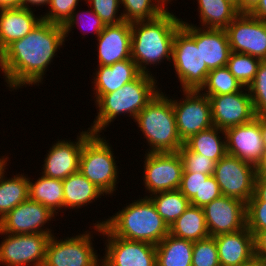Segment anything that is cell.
Here are the masks:
<instances>
[{
	"label": "cell",
	"mask_w": 266,
	"mask_h": 266,
	"mask_svg": "<svg viewBox=\"0 0 266 266\" xmlns=\"http://www.w3.org/2000/svg\"><path fill=\"white\" fill-rule=\"evenodd\" d=\"M21 7V0H0V9Z\"/></svg>",
	"instance_id": "49"
},
{
	"label": "cell",
	"mask_w": 266,
	"mask_h": 266,
	"mask_svg": "<svg viewBox=\"0 0 266 266\" xmlns=\"http://www.w3.org/2000/svg\"><path fill=\"white\" fill-rule=\"evenodd\" d=\"M185 100H172L178 135L184 143L191 136L213 127L208 96L199 90L183 91ZM203 94V95H202Z\"/></svg>",
	"instance_id": "9"
},
{
	"label": "cell",
	"mask_w": 266,
	"mask_h": 266,
	"mask_svg": "<svg viewBox=\"0 0 266 266\" xmlns=\"http://www.w3.org/2000/svg\"><path fill=\"white\" fill-rule=\"evenodd\" d=\"M64 40L63 26L41 20L28 35L8 45L0 53V68L8 86L14 90L39 85Z\"/></svg>",
	"instance_id": "1"
},
{
	"label": "cell",
	"mask_w": 266,
	"mask_h": 266,
	"mask_svg": "<svg viewBox=\"0 0 266 266\" xmlns=\"http://www.w3.org/2000/svg\"><path fill=\"white\" fill-rule=\"evenodd\" d=\"M86 14L88 13L90 19L88 18L90 21L88 22H91V24H88L90 29L93 30L95 32V34L97 35V37L100 35V33L103 31V29L105 28V24L104 22L101 20V18L91 9L90 11H87L85 12ZM85 14V15H86ZM84 15V14H83ZM82 15V16H83ZM81 14H78V13H72V16L71 18L66 22V24L63 26L64 27V33H65V38L68 37V33H70L71 29L73 28V26L75 24H78L79 23V18ZM92 16V17H91ZM82 19V18H81ZM86 21V20H85ZM81 22V21H80ZM87 22V23H88ZM83 23V22H82ZM81 27V26H80ZM88 27V28H89ZM83 28V27H82ZM87 31V30H86Z\"/></svg>",
	"instance_id": "43"
},
{
	"label": "cell",
	"mask_w": 266,
	"mask_h": 266,
	"mask_svg": "<svg viewBox=\"0 0 266 266\" xmlns=\"http://www.w3.org/2000/svg\"><path fill=\"white\" fill-rule=\"evenodd\" d=\"M157 81L150 73H141L135 80L118 90L101 95L95 102L99 112L88 128L100 134L119 114H130L135 120L138 113L157 95ZM157 89V90H156ZM101 131V132H100Z\"/></svg>",
	"instance_id": "4"
},
{
	"label": "cell",
	"mask_w": 266,
	"mask_h": 266,
	"mask_svg": "<svg viewBox=\"0 0 266 266\" xmlns=\"http://www.w3.org/2000/svg\"><path fill=\"white\" fill-rule=\"evenodd\" d=\"M214 238L220 266H240L255 257L253 234L247 227L236 232L219 234Z\"/></svg>",
	"instance_id": "21"
},
{
	"label": "cell",
	"mask_w": 266,
	"mask_h": 266,
	"mask_svg": "<svg viewBox=\"0 0 266 266\" xmlns=\"http://www.w3.org/2000/svg\"><path fill=\"white\" fill-rule=\"evenodd\" d=\"M181 24L182 20L168 10L155 19L131 23V58L142 73L149 72L146 64H158L164 58L171 60L175 34Z\"/></svg>",
	"instance_id": "2"
},
{
	"label": "cell",
	"mask_w": 266,
	"mask_h": 266,
	"mask_svg": "<svg viewBox=\"0 0 266 266\" xmlns=\"http://www.w3.org/2000/svg\"><path fill=\"white\" fill-rule=\"evenodd\" d=\"M0 244V264L6 266H43L46 246L52 234H10ZM8 234V235H7Z\"/></svg>",
	"instance_id": "12"
},
{
	"label": "cell",
	"mask_w": 266,
	"mask_h": 266,
	"mask_svg": "<svg viewBox=\"0 0 266 266\" xmlns=\"http://www.w3.org/2000/svg\"><path fill=\"white\" fill-rule=\"evenodd\" d=\"M172 61L183 91L200 90L210 72L202 61L200 27L182 20L173 42Z\"/></svg>",
	"instance_id": "6"
},
{
	"label": "cell",
	"mask_w": 266,
	"mask_h": 266,
	"mask_svg": "<svg viewBox=\"0 0 266 266\" xmlns=\"http://www.w3.org/2000/svg\"><path fill=\"white\" fill-rule=\"evenodd\" d=\"M141 73L132 58L116 62L109 66H98L93 79L96 100L101 95L114 92L126 83L135 80Z\"/></svg>",
	"instance_id": "23"
},
{
	"label": "cell",
	"mask_w": 266,
	"mask_h": 266,
	"mask_svg": "<svg viewBox=\"0 0 266 266\" xmlns=\"http://www.w3.org/2000/svg\"><path fill=\"white\" fill-rule=\"evenodd\" d=\"M28 183L30 200L50 208L55 214L56 210L64 208L62 180L42 175L35 183L28 178Z\"/></svg>",
	"instance_id": "29"
},
{
	"label": "cell",
	"mask_w": 266,
	"mask_h": 266,
	"mask_svg": "<svg viewBox=\"0 0 266 266\" xmlns=\"http://www.w3.org/2000/svg\"><path fill=\"white\" fill-rule=\"evenodd\" d=\"M97 225H103L114 236L154 245L169 234L168 225L147 196Z\"/></svg>",
	"instance_id": "3"
},
{
	"label": "cell",
	"mask_w": 266,
	"mask_h": 266,
	"mask_svg": "<svg viewBox=\"0 0 266 266\" xmlns=\"http://www.w3.org/2000/svg\"><path fill=\"white\" fill-rule=\"evenodd\" d=\"M92 134L89 130L82 131L77 142L59 140L53 144L44 160L42 174L49 178L64 180L79 171V159L83 142Z\"/></svg>",
	"instance_id": "19"
},
{
	"label": "cell",
	"mask_w": 266,
	"mask_h": 266,
	"mask_svg": "<svg viewBox=\"0 0 266 266\" xmlns=\"http://www.w3.org/2000/svg\"><path fill=\"white\" fill-rule=\"evenodd\" d=\"M144 161V185L155 194L180 188L183 163L178 152L147 153Z\"/></svg>",
	"instance_id": "14"
},
{
	"label": "cell",
	"mask_w": 266,
	"mask_h": 266,
	"mask_svg": "<svg viewBox=\"0 0 266 266\" xmlns=\"http://www.w3.org/2000/svg\"><path fill=\"white\" fill-rule=\"evenodd\" d=\"M245 87L231 74L227 66L219 67L207 75L205 84L199 91H203L206 96H217L242 91Z\"/></svg>",
	"instance_id": "34"
},
{
	"label": "cell",
	"mask_w": 266,
	"mask_h": 266,
	"mask_svg": "<svg viewBox=\"0 0 266 266\" xmlns=\"http://www.w3.org/2000/svg\"><path fill=\"white\" fill-rule=\"evenodd\" d=\"M247 228L254 234L266 229V205L253 195L246 204Z\"/></svg>",
	"instance_id": "42"
},
{
	"label": "cell",
	"mask_w": 266,
	"mask_h": 266,
	"mask_svg": "<svg viewBox=\"0 0 266 266\" xmlns=\"http://www.w3.org/2000/svg\"><path fill=\"white\" fill-rule=\"evenodd\" d=\"M210 175L203 173L183 172L180 192L190 201V205L201 208V187L202 178H208Z\"/></svg>",
	"instance_id": "39"
},
{
	"label": "cell",
	"mask_w": 266,
	"mask_h": 266,
	"mask_svg": "<svg viewBox=\"0 0 266 266\" xmlns=\"http://www.w3.org/2000/svg\"><path fill=\"white\" fill-rule=\"evenodd\" d=\"M78 2L79 0H50L51 11L42 16V20L64 26L75 12Z\"/></svg>",
	"instance_id": "40"
},
{
	"label": "cell",
	"mask_w": 266,
	"mask_h": 266,
	"mask_svg": "<svg viewBox=\"0 0 266 266\" xmlns=\"http://www.w3.org/2000/svg\"><path fill=\"white\" fill-rule=\"evenodd\" d=\"M208 98L213 125L222 130L249 123L256 117L250 94L244 90Z\"/></svg>",
	"instance_id": "16"
},
{
	"label": "cell",
	"mask_w": 266,
	"mask_h": 266,
	"mask_svg": "<svg viewBox=\"0 0 266 266\" xmlns=\"http://www.w3.org/2000/svg\"><path fill=\"white\" fill-rule=\"evenodd\" d=\"M64 208H81L99 198L104 193L79 171L62 180Z\"/></svg>",
	"instance_id": "26"
},
{
	"label": "cell",
	"mask_w": 266,
	"mask_h": 266,
	"mask_svg": "<svg viewBox=\"0 0 266 266\" xmlns=\"http://www.w3.org/2000/svg\"><path fill=\"white\" fill-rule=\"evenodd\" d=\"M210 236L232 233L247 227L246 203L220 196L202 208Z\"/></svg>",
	"instance_id": "15"
},
{
	"label": "cell",
	"mask_w": 266,
	"mask_h": 266,
	"mask_svg": "<svg viewBox=\"0 0 266 266\" xmlns=\"http://www.w3.org/2000/svg\"><path fill=\"white\" fill-rule=\"evenodd\" d=\"M227 154L257 166L266 155L264 148L260 116L251 122L225 130Z\"/></svg>",
	"instance_id": "18"
},
{
	"label": "cell",
	"mask_w": 266,
	"mask_h": 266,
	"mask_svg": "<svg viewBox=\"0 0 266 266\" xmlns=\"http://www.w3.org/2000/svg\"><path fill=\"white\" fill-rule=\"evenodd\" d=\"M230 53L226 30L201 28L202 61L209 70L227 66Z\"/></svg>",
	"instance_id": "24"
},
{
	"label": "cell",
	"mask_w": 266,
	"mask_h": 266,
	"mask_svg": "<svg viewBox=\"0 0 266 266\" xmlns=\"http://www.w3.org/2000/svg\"><path fill=\"white\" fill-rule=\"evenodd\" d=\"M150 195L152 197L149 196V199L152 201L158 214L163 218L168 227H171L175 220L190 206V201L179 189Z\"/></svg>",
	"instance_id": "32"
},
{
	"label": "cell",
	"mask_w": 266,
	"mask_h": 266,
	"mask_svg": "<svg viewBox=\"0 0 266 266\" xmlns=\"http://www.w3.org/2000/svg\"><path fill=\"white\" fill-rule=\"evenodd\" d=\"M41 20L31 9H0V53L13 41L28 35Z\"/></svg>",
	"instance_id": "22"
},
{
	"label": "cell",
	"mask_w": 266,
	"mask_h": 266,
	"mask_svg": "<svg viewBox=\"0 0 266 266\" xmlns=\"http://www.w3.org/2000/svg\"><path fill=\"white\" fill-rule=\"evenodd\" d=\"M55 215L50 208L28 199L0 220V231L10 234H52L50 229L41 227Z\"/></svg>",
	"instance_id": "17"
},
{
	"label": "cell",
	"mask_w": 266,
	"mask_h": 266,
	"mask_svg": "<svg viewBox=\"0 0 266 266\" xmlns=\"http://www.w3.org/2000/svg\"><path fill=\"white\" fill-rule=\"evenodd\" d=\"M202 26L207 29H226L240 14L237 6L229 0H198Z\"/></svg>",
	"instance_id": "27"
},
{
	"label": "cell",
	"mask_w": 266,
	"mask_h": 266,
	"mask_svg": "<svg viewBox=\"0 0 266 266\" xmlns=\"http://www.w3.org/2000/svg\"><path fill=\"white\" fill-rule=\"evenodd\" d=\"M253 17L266 21V0H260L258 4L249 12Z\"/></svg>",
	"instance_id": "47"
},
{
	"label": "cell",
	"mask_w": 266,
	"mask_h": 266,
	"mask_svg": "<svg viewBox=\"0 0 266 266\" xmlns=\"http://www.w3.org/2000/svg\"><path fill=\"white\" fill-rule=\"evenodd\" d=\"M91 9L101 18L105 25H117L124 22L123 16H116L120 0H85Z\"/></svg>",
	"instance_id": "41"
},
{
	"label": "cell",
	"mask_w": 266,
	"mask_h": 266,
	"mask_svg": "<svg viewBox=\"0 0 266 266\" xmlns=\"http://www.w3.org/2000/svg\"><path fill=\"white\" fill-rule=\"evenodd\" d=\"M94 227L108 238L100 266H157L156 245L114 236L103 225Z\"/></svg>",
	"instance_id": "10"
},
{
	"label": "cell",
	"mask_w": 266,
	"mask_h": 266,
	"mask_svg": "<svg viewBox=\"0 0 266 266\" xmlns=\"http://www.w3.org/2000/svg\"><path fill=\"white\" fill-rule=\"evenodd\" d=\"M225 30L231 52L266 60V21L240 13Z\"/></svg>",
	"instance_id": "13"
},
{
	"label": "cell",
	"mask_w": 266,
	"mask_h": 266,
	"mask_svg": "<svg viewBox=\"0 0 266 266\" xmlns=\"http://www.w3.org/2000/svg\"><path fill=\"white\" fill-rule=\"evenodd\" d=\"M169 234L192 242L209 237L203 209L190 205L169 227Z\"/></svg>",
	"instance_id": "28"
},
{
	"label": "cell",
	"mask_w": 266,
	"mask_h": 266,
	"mask_svg": "<svg viewBox=\"0 0 266 266\" xmlns=\"http://www.w3.org/2000/svg\"><path fill=\"white\" fill-rule=\"evenodd\" d=\"M253 244L255 257L266 261V229L253 234Z\"/></svg>",
	"instance_id": "45"
},
{
	"label": "cell",
	"mask_w": 266,
	"mask_h": 266,
	"mask_svg": "<svg viewBox=\"0 0 266 266\" xmlns=\"http://www.w3.org/2000/svg\"><path fill=\"white\" fill-rule=\"evenodd\" d=\"M260 62V59L251 55L231 52L227 67L244 87H248L256 76Z\"/></svg>",
	"instance_id": "35"
},
{
	"label": "cell",
	"mask_w": 266,
	"mask_h": 266,
	"mask_svg": "<svg viewBox=\"0 0 266 266\" xmlns=\"http://www.w3.org/2000/svg\"><path fill=\"white\" fill-rule=\"evenodd\" d=\"M5 169L4 167L0 171V220L17 205L29 199L28 177L17 174L18 176L5 179Z\"/></svg>",
	"instance_id": "31"
},
{
	"label": "cell",
	"mask_w": 266,
	"mask_h": 266,
	"mask_svg": "<svg viewBox=\"0 0 266 266\" xmlns=\"http://www.w3.org/2000/svg\"><path fill=\"white\" fill-rule=\"evenodd\" d=\"M100 136L92 133L83 142L79 172L106 195L115 191L118 168L109 143Z\"/></svg>",
	"instance_id": "7"
},
{
	"label": "cell",
	"mask_w": 266,
	"mask_h": 266,
	"mask_svg": "<svg viewBox=\"0 0 266 266\" xmlns=\"http://www.w3.org/2000/svg\"><path fill=\"white\" fill-rule=\"evenodd\" d=\"M169 1L171 0H120V4L125 8V13L123 10L121 15L128 23L152 20L167 10L165 4Z\"/></svg>",
	"instance_id": "33"
},
{
	"label": "cell",
	"mask_w": 266,
	"mask_h": 266,
	"mask_svg": "<svg viewBox=\"0 0 266 266\" xmlns=\"http://www.w3.org/2000/svg\"><path fill=\"white\" fill-rule=\"evenodd\" d=\"M192 266H220L218 248L214 236L194 242Z\"/></svg>",
	"instance_id": "38"
},
{
	"label": "cell",
	"mask_w": 266,
	"mask_h": 266,
	"mask_svg": "<svg viewBox=\"0 0 266 266\" xmlns=\"http://www.w3.org/2000/svg\"><path fill=\"white\" fill-rule=\"evenodd\" d=\"M178 153L183 163V172L213 175L216 161L190 150L185 144L179 148Z\"/></svg>",
	"instance_id": "37"
},
{
	"label": "cell",
	"mask_w": 266,
	"mask_h": 266,
	"mask_svg": "<svg viewBox=\"0 0 266 266\" xmlns=\"http://www.w3.org/2000/svg\"><path fill=\"white\" fill-rule=\"evenodd\" d=\"M260 125H261L264 148L266 150V116H260Z\"/></svg>",
	"instance_id": "52"
},
{
	"label": "cell",
	"mask_w": 266,
	"mask_h": 266,
	"mask_svg": "<svg viewBox=\"0 0 266 266\" xmlns=\"http://www.w3.org/2000/svg\"><path fill=\"white\" fill-rule=\"evenodd\" d=\"M80 235L60 241L52 235L46 246L43 266H99L102 259L94 252L90 232Z\"/></svg>",
	"instance_id": "11"
},
{
	"label": "cell",
	"mask_w": 266,
	"mask_h": 266,
	"mask_svg": "<svg viewBox=\"0 0 266 266\" xmlns=\"http://www.w3.org/2000/svg\"><path fill=\"white\" fill-rule=\"evenodd\" d=\"M218 133L226 136L225 130L213 126L191 136L184 144L190 150L218 162L227 154L226 138L224 137L225 140H222Z\"/></svg>",
	"instance_id": "30"
},
{
	"label": "cell",
	"mask_w": 266,
	"mask_h": 266,
	"mask_svg": "<svg viewBox=\"0 0 266 266\" xmlns=\"http://www.w3.org/2000/svg\"><path fill=\"white\" fill-rule=\"evenodd\" d=\"M8 161V157L4 156L2 158H0V171L5 167V165L7 164Z\"/></svg>",
	"instance_id": "54"
},
{
	"label": "cell",
	"mask_w": 266,
	"mask_h": 266,
	"mask_svg": "<svg viewBox=\"0 0 266 266\" xmlns=\"http://www.w3.org/2000/svg\"><path fill=\"white\" fill-rule=\"evenodd\" d=\"M194 242L168 234L156 245L157 266H192Z\"/></svg>",
	"instance_id": "25"
},
{
	"label": "cell",
	"mask_w": 266,
	"mask_h": 266,
	"mask_svg": "<svg viewBox=\"0 0 266 266\" xmlns=\"http://www.w3.org/2000/svg\"><path fill=\"white\" fill-rule=\"evenodd\" d=\"M240 266H266V261L254 257L251 261L242 264Z\"/></svg>",
	"instance_id": "53"
},
{
	"label": "cell",
	"mask_w": 266,
	"mask_h": 266,
	"mask_svg": "<svg viewBox=\"0 0 266 266\" xmlns=\"http://www.w3.org/2000/svg\"><path fill=\"white\" fill-rule=\"evenodd\" d=\"M231 1L233 4H235L239 10V12L241 13V0H229Z\"/></svg>",
	"instance_id": "55"
},
{
	"label": "cell",
	"mask_w": 266,
	"mask_h": 266,
	"mask_svg": "<svg viewBox=\"0 0 266 266\" xmlns=\"http://www.w3.org/2000/svg\"><path fill=\"white\" fill-rule=\"evenodd\" d=\"M244 90L250 94L255 115L266 116V60L260 62L255 78Z\"/></svg>",
	"instance_id": "36"
},
{
	"label": "cell",
	"mask_w": 266,
	"mask_h": 266,
	"mask_svg": "<svg viewBox=\"0 0 266 266\" xmlns=\"http://www.w3.org/2000/svg\"><path fill=\"white\" fill-rule=\"evenodd\" d=\"M257 176L256 178L266 179V155L263 157L261 162L256 166Z\"/></svg>",
	"instance_id": "51"
},
{
	"label": "cell",
	"mask_w": 266,
	"mask_h": 266,
	"mask_svg": "<svg viewBox=\"0 0 266 266\" xmlns=\"http://www.w3.org/2000/svg\"><path fill=\"white\" fill-rule=\"evenodd\" d=\"M254 195L266 205V179H255Z\"/></svg>",
	"instance_id": "46"
},
{
	"label": "cell",
	"mask_w": 266,
	"mask_h": 266,
	"mask_svg": "<svg viewBox=\"0 0 266 266\" xmlns=\"http://www.w3.org/2000/svg\"><path fill=\"white\" fill-rule=\"evenodd\" d=\"M98 40V66H109L131 58V23L106 25Z\"/></svg>",
	"instance_id": "20"
},
{
	"label": "cell",
	"mask_w": 266,
	"mask_h": 266,
	"mask_svg": "<svg viewBox=\"0 0 266 266\" xmlns=\"http://www.w3.org/2000/svg\"><path fill=\"white\" fill-rule=\"evenodd\" d=\"M135 121L150 145L148 153H175L184 144L178 135L172 99L160 90Z\"/></svg>",
	"instance_id": "5"
},
{
	"label": "cell",
	"mask_w": 266,
	"mask_h": 266,
	"mask_svg": "<svg viewBox=\"0 0 266 266\" xmlns=\"http://www.w3.org/2000/svg\"><path fill=\"white\" fill-rule=\"evenodd\" d=\"M220 196H222V192L214 176L211 175L208 178H202L201 208Z\"/></svg>",
	"instance_id": "44"
},
{
	"label": "cell",
	"mask_w": 266,
	"mask_h": 266,
	"mask_svg": "<svg viewBox=\"0 0 266 266\" xmlns=\"http://www.w3.org/2000/svg\"><path fill=\"white\" fill-rule=\"evenodd\" d=\"M49 2H50V0H21V7L22 8H26V9H31V8H29L30 6L28 5V4H30V5H36V7H37V5H40V6H42V5H49Z\"/></svg>",
	"instance_id": "50"
},
{
	"label": "cell",
	"mask_w": 266,
	"mask_h": 266,
	"mask_svg": "<svg viewBox=\"0 0 266 266\" xmlns=\"http://www.w3.org/2000/svg\"><path fill=\"white\" fill-rule=\"evenodd\" d=\"M222 195L246 203L254 195L256 166L236 156L226 154L217 163L213 173Z\"/></svg>",
	"instance_id": "8"
},
{
	"label": "cell",
	"mask_w": 266,
	"mask_h": 266,
	"mask_svg": "<svg viewBox=\"0 0 266 266\" xmlns=\"http://www.w3.org/2000/svg\"><path fill=\"white\" fill-rule=\"evenodd\" d=\"M260 0H241V13H249Z\"/></svg>",
	"instance_id": "48"
}]
</instances>
